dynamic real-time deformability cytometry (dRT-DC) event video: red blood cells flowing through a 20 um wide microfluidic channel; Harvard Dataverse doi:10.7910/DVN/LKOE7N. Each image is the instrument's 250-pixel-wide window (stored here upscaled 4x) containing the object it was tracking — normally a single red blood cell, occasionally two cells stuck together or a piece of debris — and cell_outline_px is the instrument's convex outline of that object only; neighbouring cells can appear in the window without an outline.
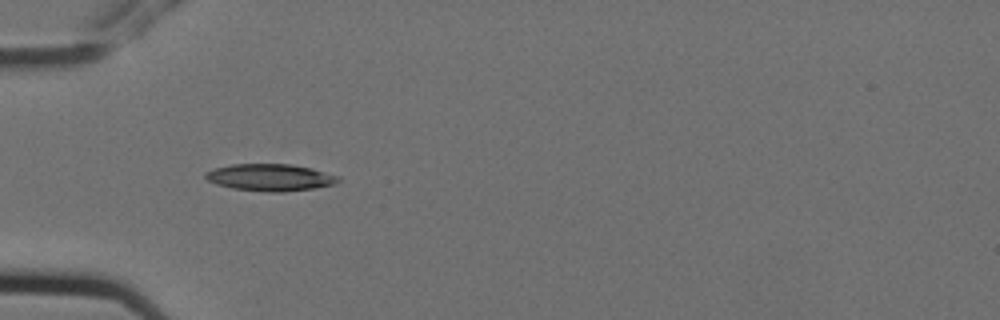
{"species": "Egyptian fruit bat (a non-hibernating species)", "species_latin": "Rousettus aegyptiacus", "temperature_condition": "cold", "stored_images_in_passage": 6, "camera_frame_rate_fps": 3000, "um_per_image_px": 0.085, "animal": {"sex": "female"}, "frame": {"image": 1, "passage_image": 5, "time_ms": 1.333, "image_size_px": [1000, 320], "cell_outline_px": [[340, 180], [336, 184], [312, 188], [284, 192], [268, 192], [232, 188], [216, 184], [208, 180], [204, 176], [204, 172], [216, 168], [232, 164], [292, 164], [312, 168], [336, 176]], "centroid_in_image_um": [22.94, 15.08], "position_along_channel_um": 62.1, "area_um2": 20.75}}
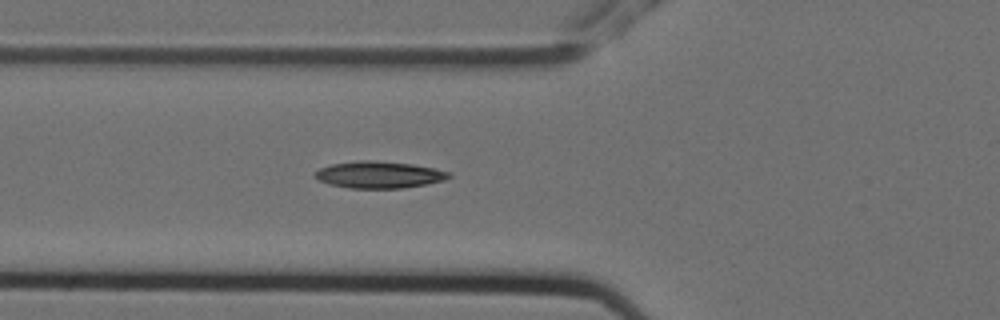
{"frame": {"image": 2, "passage_image": 6, "time_ms": 1.667, "image_size_px": [1000, 320], "cell_outline_px": [[452, 176], [444, 180], [424, 184], [400, 188], [348, 188], [328, 184], [320, 180], [316, 176], [316, 172], [320, 168], [332, 164], [356, 160], [372, 160], [412, 164], [436, 168], [448, 172]], "centroid_in_image_um": [32.22, 14.84], "position_along_channel_um": 93.6, "area_um2": 20.75}}